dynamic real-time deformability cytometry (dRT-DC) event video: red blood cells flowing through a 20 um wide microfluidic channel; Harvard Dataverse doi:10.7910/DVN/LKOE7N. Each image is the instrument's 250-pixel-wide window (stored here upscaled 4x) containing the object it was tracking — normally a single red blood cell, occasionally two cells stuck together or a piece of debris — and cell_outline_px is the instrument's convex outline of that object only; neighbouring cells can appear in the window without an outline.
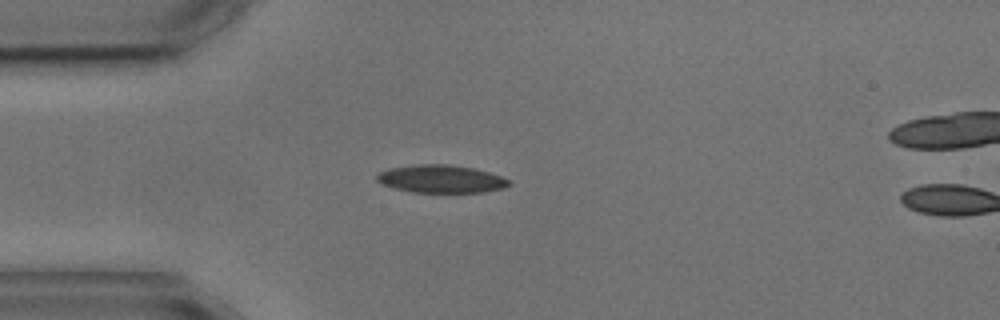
{"species": "common noctule bat (a hibernating species)", "species_latin": "Nyctalus noctula", "temperature_condition": "cold", "stored_images_in_passage": 2, "camera_frame_rate_fps": 3000, "um_per_image_px": 0.085, "animal": {"sex": "male", "body_mass_g": 17.9, "forearm_length_mm": 54.2}, "frame": {"image": 1, "passage_image": 1, "time_ms": 0.0, "image_size_px": [1000, 320], "cell_outline_px": [[512, 184], [504, 188], [484, 192], [412, 192], [392, 188], [380, 184], [376, 180], [376, 176], [380, 172], [388, 168], [412, 164], [448, 164], [472, 168], [488, 172], [512, 180]], "centroid_in_image_um": [37.46, 15.21], "position_along_channel_um": 47.5, "area_um2": 21.68}}